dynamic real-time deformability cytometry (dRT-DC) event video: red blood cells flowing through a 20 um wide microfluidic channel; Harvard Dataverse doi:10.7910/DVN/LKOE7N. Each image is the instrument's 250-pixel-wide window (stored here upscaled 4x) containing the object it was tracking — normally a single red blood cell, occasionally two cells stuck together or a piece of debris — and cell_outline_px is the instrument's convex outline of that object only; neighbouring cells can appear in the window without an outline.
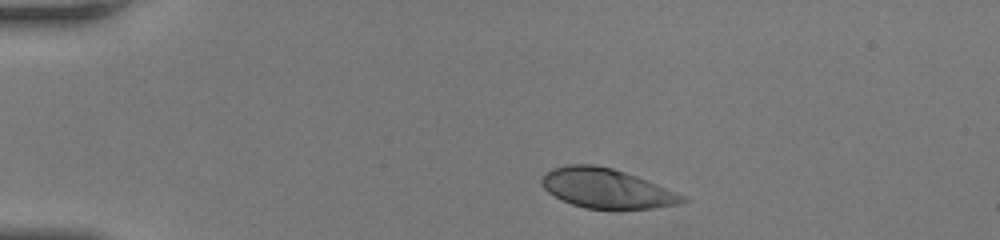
{"species": "human", "species_latin": "Homo sapiens", "temperature_condition": "room temperature", "stored_images_in_passage": 37, "camera_frame_rate_fps": 3000, "um_per_image_px": 0.085, "donor": {"sex": "female"}, "frame": {"image": 1, "passage_image": 1, "time_ms": 0.0, "image_size_px": [1000, 240], "cell_outline_px": [[688, 200], [680, 204], [652, 208], [584, 208], [572, 204], [548, 192], [540, 184], [540, 180], [552, 168], [568, 164], [592, 164], [612, 168], [636, 176], [688, 196]], "centroid_in_image_um": [51.58, 16.0], "position_along_channel_um": 33.4, "area_um2": 32.19}}
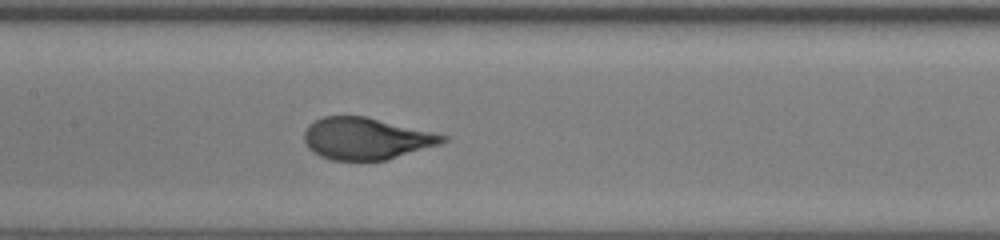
{"frame": {"image": 2, "passage_image": 16, "time_ms": 5.0, "image_size_px": [1000, 240], "cell_outline_px": [[448, 140], [440, 144], [388, 160], [332, 160], [320, 156], [312, 152], [308, 148], [304, 140], [304, 132], [308, 124], [324, 116], [364, 116], [436, 132], [448, 136]], "centroid_in_image_um": [31.13, 11.78], "position_along_channel_um": 176.3, "area_um2": 33.93}}
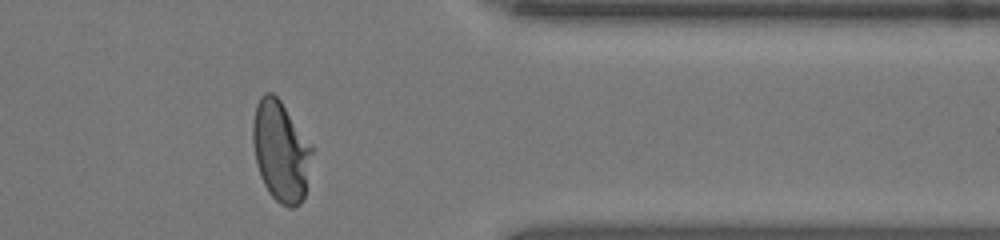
{"frame": {"image": 3, "passage_image": 32, "time_ms": 10.333, "image_size_px": [1000, 240], "cell_outline_px": [[312, 152], [304, 196], [300, 204], [292, 208], [288, 208], [280, 204], [268, 192], [260, 176], [256, 164], [252, 140], [252, 120], [256, 104], [260, 96], [264, 92], [272, 92], [280, 100], [312, 144]], "centroid_in_image_um": [23.84, 12.84], "position_along_channel_um": 387.6, "area_um2": 34.85}, "authors_computed_cell_mechanics": {"area_um2": 34.0442, "velocity_mm_per_s": 4.1673, "shape_relaxation_time_tau1_ms": 3.1958, "shape_relaxation_time_tau2_ms": null, "deformation_change_tau1": 0.2122, "deformation_change_tau2": null}}